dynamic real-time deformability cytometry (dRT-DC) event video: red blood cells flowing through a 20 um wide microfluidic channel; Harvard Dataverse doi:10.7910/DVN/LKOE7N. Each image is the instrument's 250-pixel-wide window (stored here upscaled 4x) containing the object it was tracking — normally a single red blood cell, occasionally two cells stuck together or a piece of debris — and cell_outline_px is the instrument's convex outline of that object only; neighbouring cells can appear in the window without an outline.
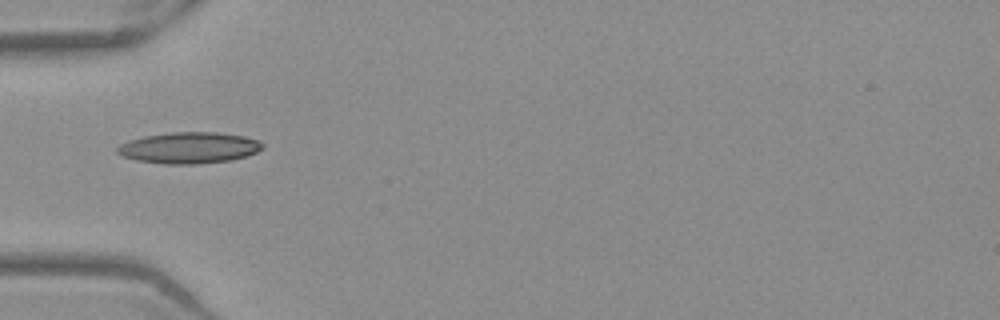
{"species": "Egyptian fruit bat (a non-hibernating species)", "species_latin": "Rousettus aegyptiacus", "temperature_condition": "warm", "stored_images_in_passage": 36, "camera_frame_rate_fps": 3000, "um_per_image_px": 0.085, "frame": {"image": 1, "passage_image": 1, "time_ms": 0.0, "image_size_px": [1000, 320], "cell_outline_px": [[264, 148], [256, 152], [232, 160], [196, 164], [164, 164], [136, 160], [120, 156], [116, 152], [116, 148], [120, 144], [128, 140], [144, 136], [172, 132], [216, 132], [244, 136], [260, 140], [264, 144]], "centroid_in_image_um": [16.06, 12.56], "position_along_channel_um": 68.9, "area_um2": 26.65}}
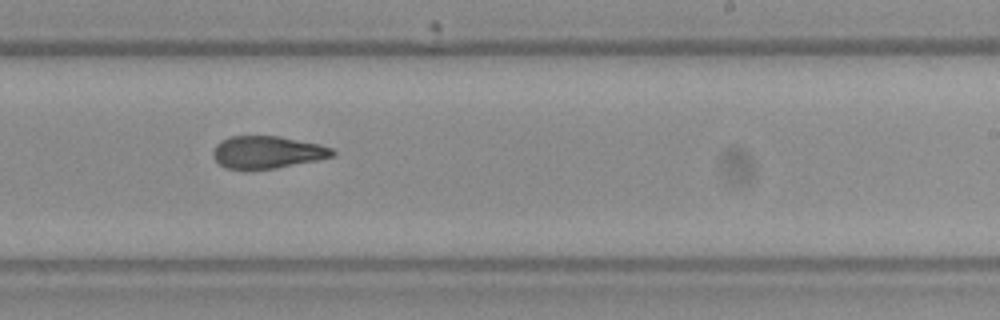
{"frame": {"image": 2, "passage_image": 16, "time_ms": 5.0, "image_size_px": [1000, 320], "cell_outline_px": [[336, 156], [276, 168], [248, 172], [244, 172], [224, 168], [212, 156], [212, 152], [216, 144], [220, 140], [232, 136], [276, 136], [320, 144], [332, 148], [336, 152]], "centroid_in_image_um": [22.67, 12.97], "position_along_channel_um": 266.3, "area_um2": 23.12}}
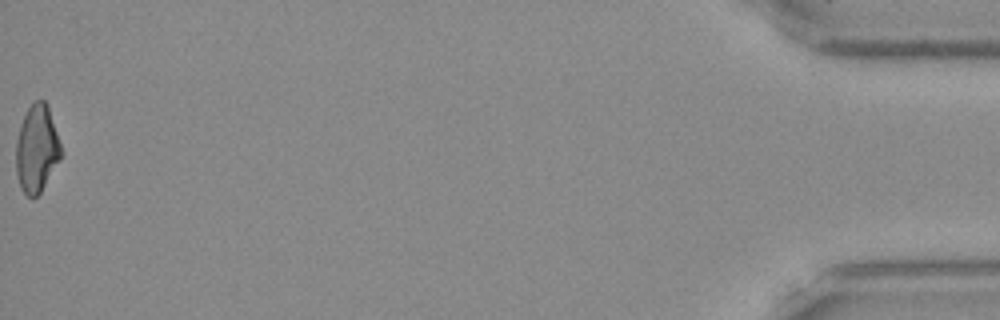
{"frame": {"image": 3, "passage_image": 36, "time_ms": 11.667, "image_size_px": [1000, 320], "cell_outline_px": [[64, 152], [60, 160], [40, 192], [32, 200], [20, 188], [16, 172], [16, 140], [20, 124], [28, 108], [36, 100], [44, 100], [48, 104]], "centroid_in_image_um": [3.14, 12.64], "position_along_channel_um": 432.1, "area_um2": 23.24}, "authors_computed_cell_mechanics": {"area_um2": 23.1778, "velocity_mm_per_s": 3.9428, "shape_relaxation_time_tau1_ms": 10.053, "shape_relaxation_time_tau2_ms": 2.3958, "deformation_change_tau1": 0.2417, "deformation_change_tau2": 0.1051}}